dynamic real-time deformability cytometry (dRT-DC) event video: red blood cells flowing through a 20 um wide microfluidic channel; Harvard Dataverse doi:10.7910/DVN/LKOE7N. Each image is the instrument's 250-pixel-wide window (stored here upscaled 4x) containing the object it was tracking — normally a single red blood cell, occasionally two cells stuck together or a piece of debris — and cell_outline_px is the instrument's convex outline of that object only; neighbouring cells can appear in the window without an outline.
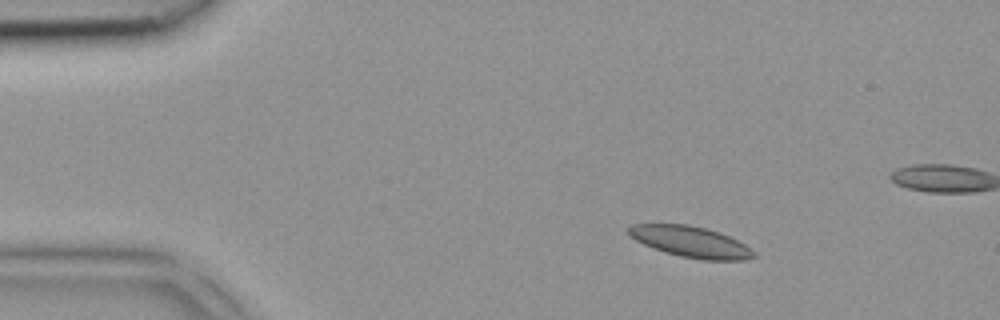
{"species": "common noctule bat (a hibernating species)", "species_latin": "Nyctalus noctula", "temperature_condition": "room temperature", "stored_images_in_passage": 4, "camera_frame_rate_fps": 3000, "um_per_image_px": 0.085, "animal": {"sex": "female", "body_mass_g": 18.4}, "frame": {"image": 1, "passage_image": 2, "time_ms": 0.333, "image_size_px": [1000, 320], "cell_outline_px": [[756, 256], [744, 260], [704, 260], [680, 256], [664, 252], [652, 248], [628, 236], [628, 228], [632, 224], [688, 224], [720, 232], [744, 244], [756, 252]], "centroid_in_image_um": [58.69, 20.55], "position_along_channel_um": 26.3, "area_um2": 22.6}}